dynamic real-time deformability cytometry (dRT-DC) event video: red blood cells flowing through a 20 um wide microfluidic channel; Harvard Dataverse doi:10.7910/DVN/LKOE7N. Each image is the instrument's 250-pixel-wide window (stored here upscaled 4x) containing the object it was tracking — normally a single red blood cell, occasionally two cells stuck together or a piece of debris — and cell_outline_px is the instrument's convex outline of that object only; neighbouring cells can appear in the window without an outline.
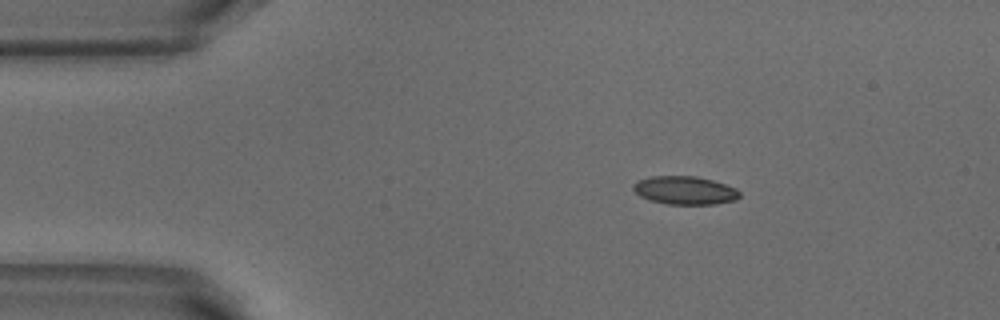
{"species": "common noctule bat (a hibernating species)", "species_latin": "Nyctalus noctula", "temperature_condition": "warm", "stored_images_in_passage": 51, "camera_frame_rate_fps": 3000, "um_per_image_px": 0.085, "animal": {"sex": "male", "body_mass_g": 18.8}, "frame": {"image": 1, "passage_image": 8, "time_ms": 2.333, "image_size_px": [1000, 320], "cell_outline_px": [[740, 196], [736, 200], [716, 204], [668, 204], [648, 200], [640, 196], [632, 188], [632, 184], [640, 180], [652, 176], [696, 176], [712, 180], [736, 188], [740, 192]], "centroid_in_image_um": [58.22, 16.18], "position_along_channel_um": 26.8, "area_um2": 17.51}}
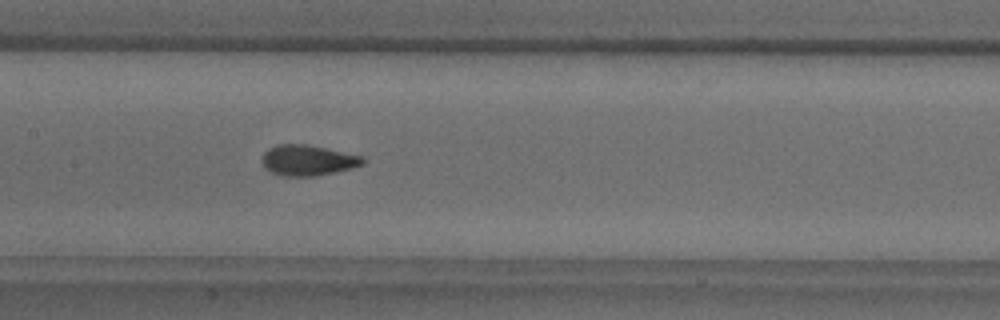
{"frame": {"image": 2, "passage_image": 24, "time_ms": 7.667, "image_size_px": [1000, 320], "cell_outline_px": [[364, 164], [352, 168], [316, 176], [280, 176], [264, 168], [260, 160], [264, 152], [268, 148], [276, 144], [308, 144], [364, 156]], "centroid_in_image_um": [26.13, 13.62], "position_along_channel_um": 181.3, "area_um2": 18.26}}
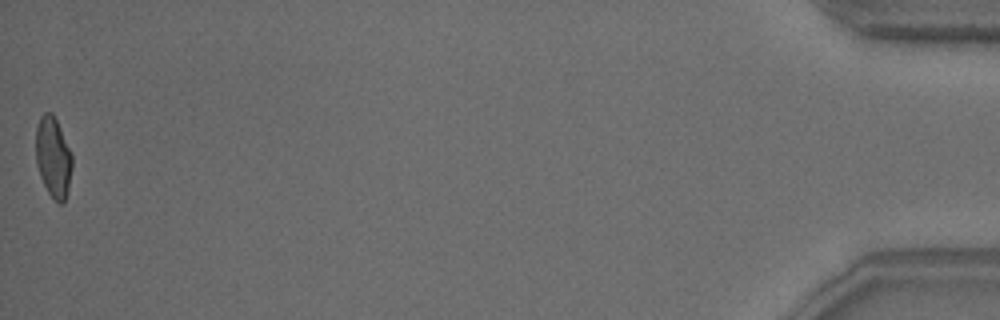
{"frame": {"image": 3, "passage_image": 51, "time_ms": 16.667, "image_size_px": [1000, 320], "cell_outline_px": [[72, 168], [68, 188], [64, 204], [60, 204], [48, 192], [40, 176], [36, 164], [36, 128], [40, 116], [44, 112], [52, 112], [72, 152]], "centroid_in_image_um": [4.52, 13.35], "position_along_channel_um": 430.7, "area_um2": 17.05}, "authors_computed_cell_mechanics": {"area_um2": 17.5134, "velocity_mm_per_s": 3.8879, "shape_relaxation_time_tau1_ms": 5.5606, "shape_relaxation_time_tau2_ms": 0.9701, "deformation_change_tau1": 0.1576, "deformation_change_tau2": 0.0572}}